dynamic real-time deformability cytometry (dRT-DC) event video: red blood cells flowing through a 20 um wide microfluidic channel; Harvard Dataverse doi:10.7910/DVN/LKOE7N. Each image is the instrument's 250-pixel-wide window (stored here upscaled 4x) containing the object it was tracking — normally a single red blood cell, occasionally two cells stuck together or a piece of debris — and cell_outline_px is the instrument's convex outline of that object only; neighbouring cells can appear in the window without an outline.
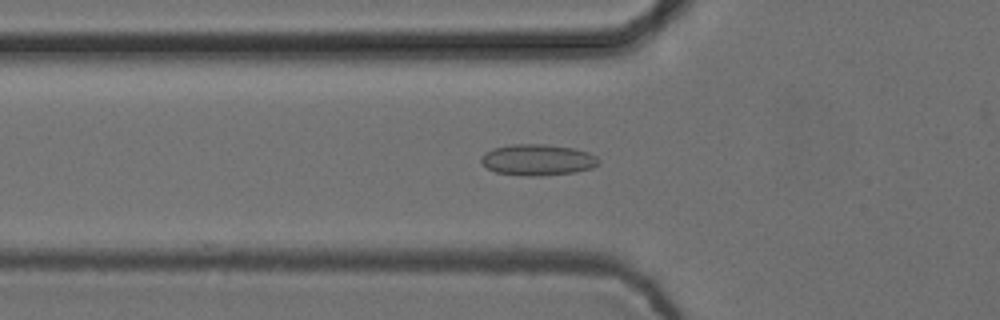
{"species": "common noctule bat (a hibernating species)", "species_latin": "Nyctalus noctula", "temperature_condition": "cold", "stored_images_in_passage": 41, "camera_frame_rate_fps": 3000, "um_per_image_px": 0.085, "animal": {"sex": "female", "body_mass_g": 24.6, "forearm_length_mm": 56.2}, "frame": {"image": 1, "passage_image": 18, "time_ms": 5.667, "image_size_px": [1000, 320], "cell_outline_px": [[600, 164], [592, 168], [576, 172], [540, 176], [524, 176], [496, 172], [488, 168], [480, 160], [480, 156], [484, 152], [492, 148], [512, 144], [544, 144], [572, 148], [588, 152], [596, 156], [600, 160]], "centroid_in_image_um": [45.7, 13.59], "position_along_channel_um": 80.1, "area_um2": 21.5}}
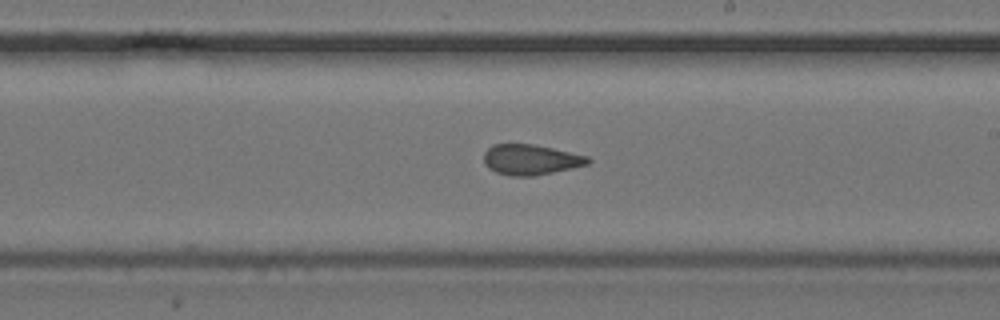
{"frame": {"image": 2, "passage_image": 31, "time_ms": 10.0, "image_size_px": [1000, 320], "cell_outline_px": [[592, 160], [588, 164], [572, 168], [536, 176], [512, 176], [496, 172], [488, 168], [484, 164], [484, 152], [492, 144], [532, 144], [552, 148], [588, 156]], "centroid_in_image_um": [45.1, 13.57], "position_along_channel_um": 243.9, "area_um2": 18.5}}
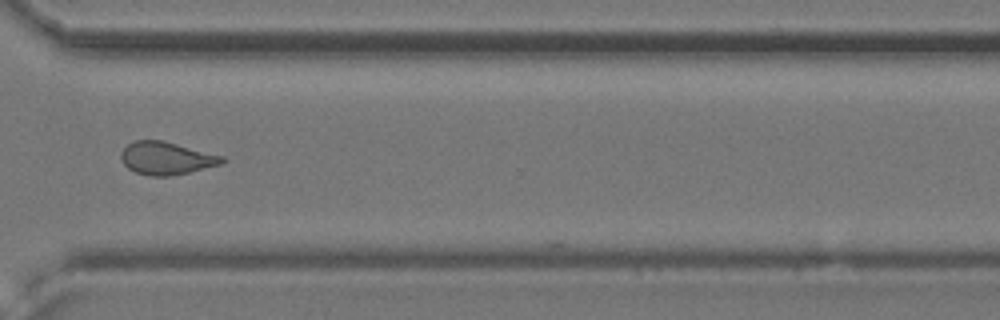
{"frame": {"image": 3, "passage_image": 40, "time_ms": 13.0, "image_size_px": [1000, 320], "cell_outline_px": [[224, 164], [188, 172], [168, 176], [148, 176], [136, 172], [128, 168], [120, 160], [120, 152], [128, 144], [136, 140], [164, 140], [224, 156]], "centroid_in_image_um": [14.14, 13.44], "position_along_channel_um": 356.5, "area_um2": 19.42}}